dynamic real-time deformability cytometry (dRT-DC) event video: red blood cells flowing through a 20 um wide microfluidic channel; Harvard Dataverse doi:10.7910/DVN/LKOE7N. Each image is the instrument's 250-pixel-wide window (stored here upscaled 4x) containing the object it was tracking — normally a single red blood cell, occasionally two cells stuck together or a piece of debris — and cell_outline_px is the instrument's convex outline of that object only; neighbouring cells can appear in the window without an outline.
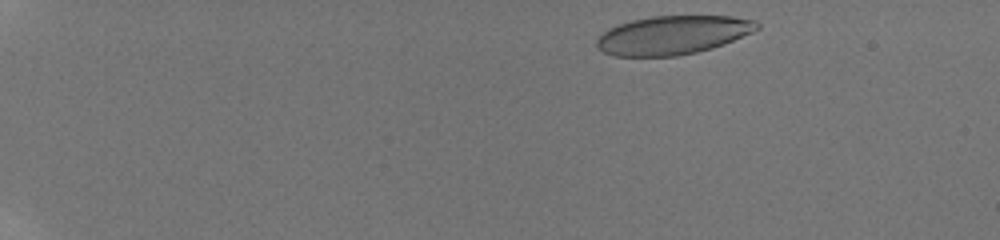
{"species": "human", "species_latin": "Homo sapiens", "temperature_condition": "room temperature", "stored_images_in_passage": 9, "camera_frame_rate_fps": 3000, "um_per_image_px": 0.085, "donor": {"sex": "male"}, "frame": {"image": 1, "passage_image": 1, "time_ms": 0.0, "image_size_px": [1000, 240], "cell_outline_px": [[760, 28], [752, 32], [724, 44], [712, 48], [696, 52], [676, 56], [612, 56], [596, 48], [596, 40], [608, 28], [616, 24], [632, 20], [652, 16], [732, 16], [756, 20], [760, 24]], "centroid_in_image_um": [57.18, 2.98], "position_along_channel_um": 27.8, "area_um2": 36.3}}
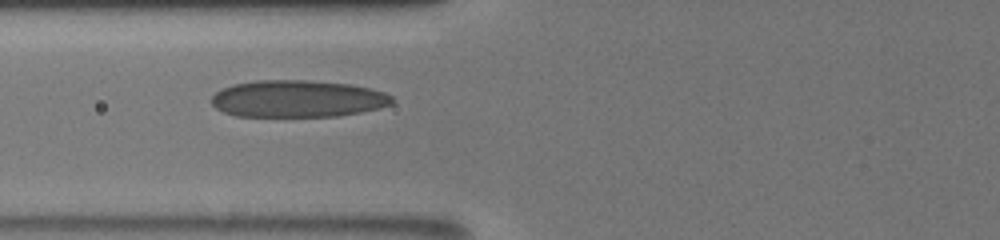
{"frame": {"image": 2, "passage_image": 7, "time_ms": 5.333, "image_size_px": [1000, 240], "cell_outline_px": [[396, 100], [392, 104], [380, 108], [340, 116], [236, 116], [224, 112], [216, 108], [212, 104], [212, 96], [216, 92], [232, 84], [256, 80], [304, 80], [348, 84], [372, 88], [384, 92], [392, 96]], "centroid_in_image_um": [25.33, 8.39], "position_along_channel_um": 100.5, "area_um2": 39.07}}
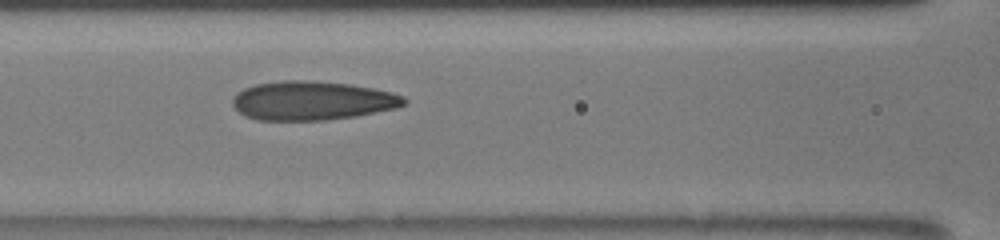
{"frame": {"image": 3, "passage_image": 8, "time_ms": 6.333, "image_size_px": [1000, 240], "cell_outline_px": [[408, 104], [396, 108], [356, 116], [324, 120], [256, 120], [244, 116], [232, 104], [232, 96], [236, 92], [244, 88], [256, 84], [284, 80], [316, 80], [352, 84], [392, 92], [404, 96], [408, 100]], "centroid_in_image_um": [26.55, 8.55], "position_along_channel_um": 140.1, "area_um2": 39.36}}